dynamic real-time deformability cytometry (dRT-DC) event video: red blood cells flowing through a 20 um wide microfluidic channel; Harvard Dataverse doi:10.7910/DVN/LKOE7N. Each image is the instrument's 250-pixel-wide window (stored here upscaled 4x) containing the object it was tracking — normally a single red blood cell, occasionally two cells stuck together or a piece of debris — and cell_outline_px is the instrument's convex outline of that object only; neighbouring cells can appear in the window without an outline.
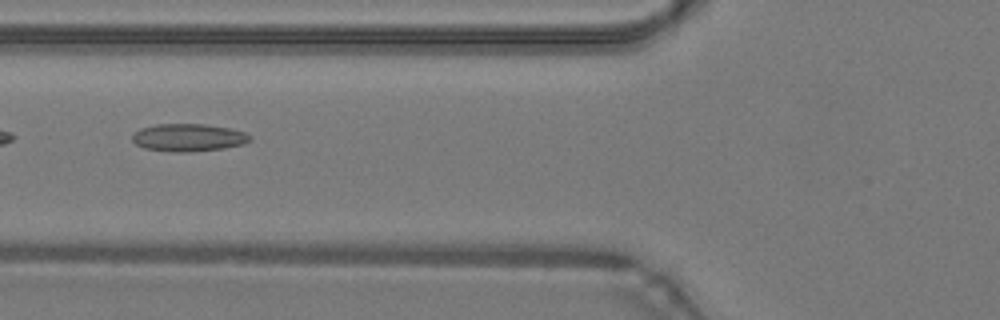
{"species": "common noctule bat (a hibernating species)", "species_latin": "Nyctalus noctula", "temperature_condition": "warm", "stored_images_in_passage": 33, "camera_frame_rate_fps": 3000, "um_per_image_px": 0.085, "animal": {"sex": "male", "body_mass_g": 19.2, "forearm_length_mm": 51.8}, "frame": {"image": 1, "passage_image": 4, "time_ms": 1.0, "image_size_px": [1000, 320], "cell_outline_px": [[252, 140], [244, 144], [224, 148], [188, 152], [172, 152], [144, 148], [136, 144], [132, 140], [132, 136], [140, 128], [156, 124], [204, 124], [228, 128], [244, 132], [252, 136]], "centroid_in_image_um": [16.02, 11.69], "position_along_channel_um": 109.8, "area_um2": 18.96}}
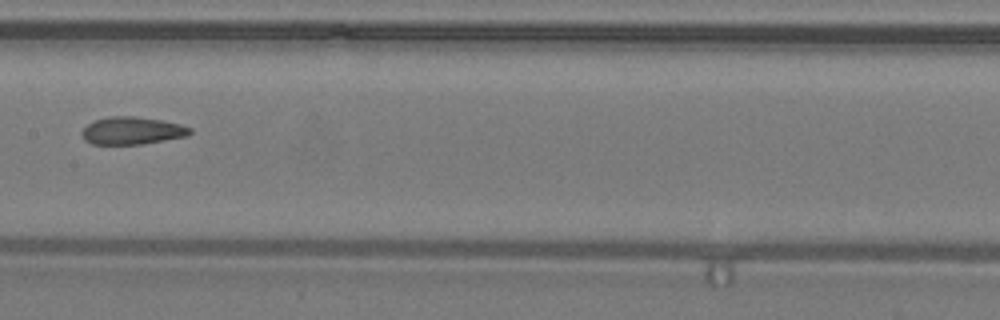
{"frame": {"image": 2, "passage_image": 10, "time_ms": 3.0, "image_size_px": [1000, 320], "cell_outline_px": [[192, 132], [188, 136], [140, 144], [92, 144], [84, 140], [80, 132], [88, 124], [96, 120], [108, 116], [136, 116], [160, 120], [180, 124], [192, 128]], "centroid_in_image_um": [11.22, 11.1], "position_along_channel_um": 196.2, "area_um2": 17.34}}
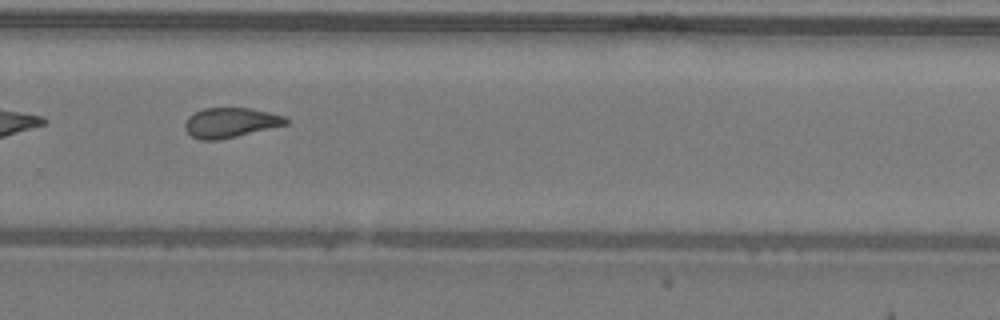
{"frame": {"image": 3, "passage_image": 18, "time_ms": 5.667, "image_size_px": [1000, 320], "cell_outline_px": [[288, 124], [220, 140], [200, 140], [192, 136], [184, 128], [184, 124], [188, 116], [204, 108], [252, 108], [284, 116], [288, 120]], "centroid_in_image_um": [19.58, 10.42], "position_along_channel_um": 310.2, "area_um2": 17.51}, "authors_computed_cell_mechanics": {"area_um2": 17.918, "velocity_mm_per_s": 4.3079, "shape_relaxation_time_tau1_ms": null, "shape_relaxation_time_tau2_ms": 2.15, "deformation_change_tau1": null, "deformation_change_tau2": 0.0986}}